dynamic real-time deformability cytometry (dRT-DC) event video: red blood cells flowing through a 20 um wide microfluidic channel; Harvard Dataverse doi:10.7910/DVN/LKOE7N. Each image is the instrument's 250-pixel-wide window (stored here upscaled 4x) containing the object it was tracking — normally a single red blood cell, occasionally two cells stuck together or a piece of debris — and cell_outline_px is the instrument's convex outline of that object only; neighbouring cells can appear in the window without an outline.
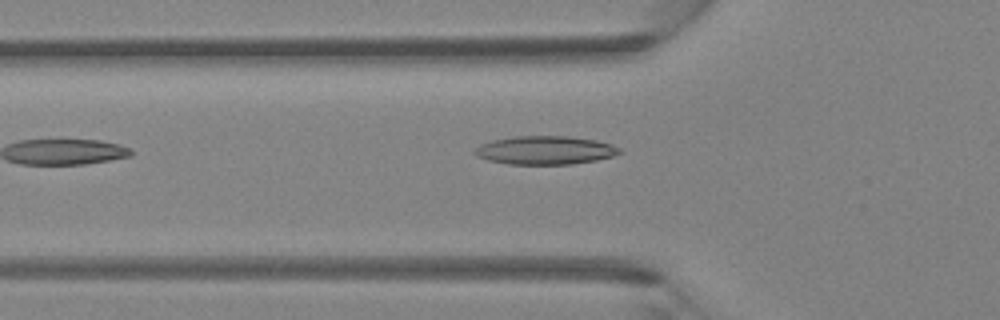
{"species": "Egyptian fruit bat (a non-hibernating species)", "species_latin": "Rousettus aegyptiacus", "temperature_condition": "room temperature", "stored_images_in_passage": 4, "camera_frame_rate_fps": 3000, "um_per_image_px": 0.085, "animal": {"sex": "female"}, "frame": {"image": 1, "passage_image": 4, "time_ms": 1.0, "image_size_px": [1000, 320], "cell_outline_px": [[624, 152], [612, 156], [596, 160], [572, 164], [508, 164], [488, 160], [476, 156], [472, 152], [480, 144], [492, 140], [516, 136], [568, 136], [596, 140], [612, 144], [620, 148]], "centroid_in_image_um": [46.34, 12.77], "position_along_channel_um": 79.5, "area_um2": 24.1}}